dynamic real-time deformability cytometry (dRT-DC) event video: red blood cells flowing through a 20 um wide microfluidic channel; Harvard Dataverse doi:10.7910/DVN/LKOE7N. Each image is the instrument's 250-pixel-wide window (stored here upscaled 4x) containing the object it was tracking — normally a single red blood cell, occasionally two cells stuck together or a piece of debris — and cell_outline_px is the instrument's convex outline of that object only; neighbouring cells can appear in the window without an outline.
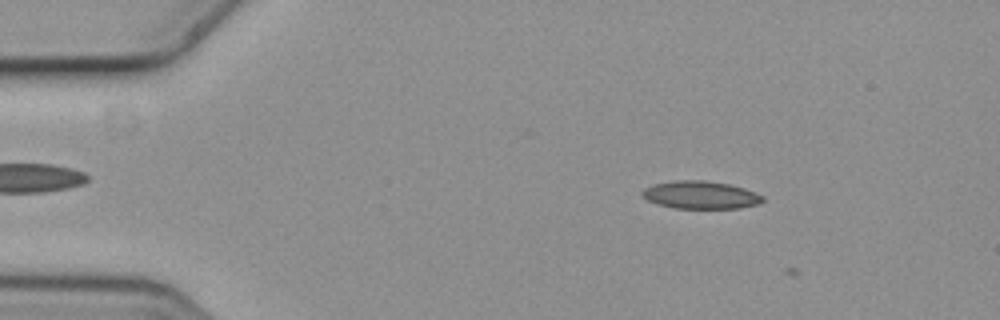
{"species": "common noctule bat (a hibernating species)", "species_latin": "Nyctalus noctula", "temperature_condition": "cold", "stored_images_in_passage": 6, "segment_of_instrument_passage": [1, 2], "camera_frame_rate_fps": 3000, "um_per_image_px": 0.085, "animal": {"sex": "female", "body_mass_g": 19.3, "forearm_length_mm": 54.1}, "frame": {"image": 1, "passage_image": 2, "time_ms": 0.333, "image_size_px": [1000, 320], "cell_outline_px": [[764, 200], [756, 204], [740, 208], [672, 208], [656, 204], [648, 200], [640, 192], [644, 188], [652, 184], [676, 180], [704, 180], [728, 184], [744, 188], [756, 192], [764, 196]], "centroid_in_image_um": [59.53, 16.57], "position_along_channel_um": 25.5, "area_um2": 19.54}}